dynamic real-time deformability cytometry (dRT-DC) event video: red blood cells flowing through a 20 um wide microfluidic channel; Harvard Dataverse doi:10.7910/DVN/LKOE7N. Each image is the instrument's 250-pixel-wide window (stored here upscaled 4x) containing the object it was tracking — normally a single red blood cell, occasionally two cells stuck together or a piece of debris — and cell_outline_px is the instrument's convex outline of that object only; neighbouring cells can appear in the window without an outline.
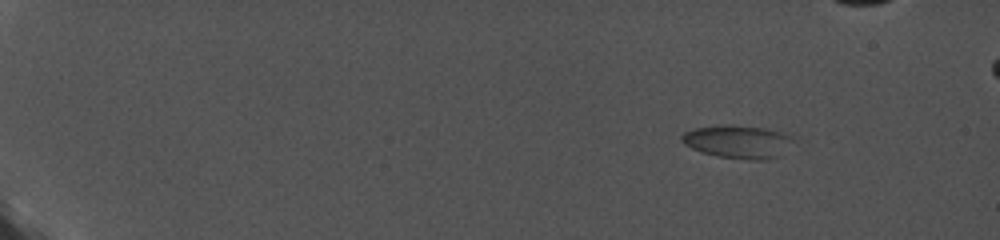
{"species": "common noctule bat (a hibernating species)", "species_latin": "Nyctalus noctula", "temperature_condition": "cold", "stored_images_in_passage": 7, "camera_frame_rate_fps": 5000, "um_per_image_px": 0.085, "animal": {"sex": "female", "body_mass_g": 19.0, "forearm_length_mm": 56.7}, "frame": {"image": 1, "passage_image": 1, "time_ms": 0.0, "image_size_px": [1000, 240], "cell_outline_px": [[788, 136], [776, 156], [764, 160], [752, 160], [716, 156], [692, 148], [684, 144], [680, 140], [680, 136], [684, 132], [696, 128], [720, 124], [732, 124], [764, 128], [780, 132]], "centroid_in_image_um": [62.51, 12.02], "position_along_channel_um": 22.5, "area_um2": 20.58}}